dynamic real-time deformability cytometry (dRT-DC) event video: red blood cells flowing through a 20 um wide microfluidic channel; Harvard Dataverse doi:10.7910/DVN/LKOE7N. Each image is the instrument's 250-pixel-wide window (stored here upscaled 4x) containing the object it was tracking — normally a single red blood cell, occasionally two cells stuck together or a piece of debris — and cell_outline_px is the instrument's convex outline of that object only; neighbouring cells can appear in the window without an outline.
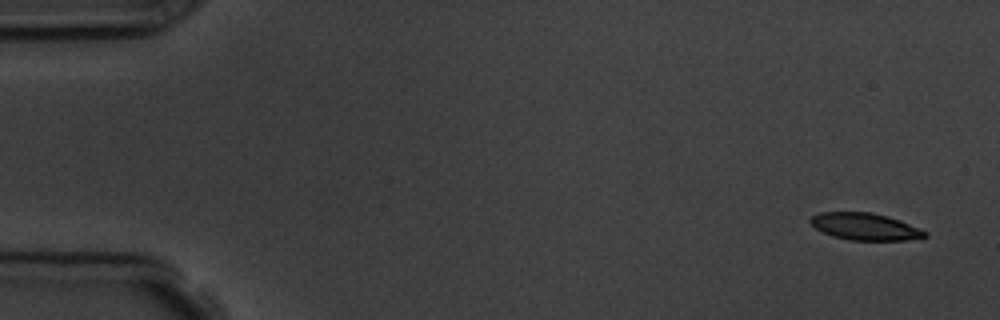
{"species": "common noctule bat (a hibernating species)", "species_latin": "Nyctalus noctula", "temperature_condition": "room temperature", "stored_images_in_passage": 5, "camera_frame_rate_fps": 3000, "um_per_image_px": 0.085, "animal": {"sex": "male", "body_mass_g": 19.5, "forearm_length_mm": 54.6}, "frame": {"image": 1, "passage_image": 1, "time_ms": 0.0, "image_size_px": [1000, 320], "cell_outline_px": [[928, 236], [904, 240], [848, 240], [832, 236], [816, 228], [808, 220], [812, 216], [820, 212], [872, 212], [888, 216], [900, 220], [928, 232]], "centroid_in_image_um": [73.53, 19.25], "position_along_channel_um": 11.5, "area_um2": 17.98}}
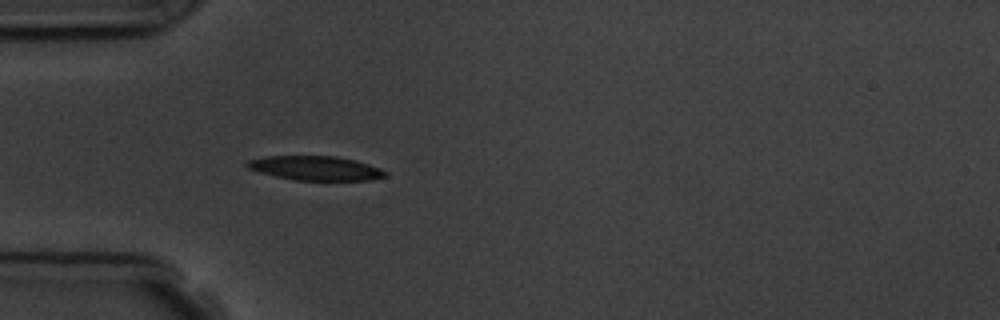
{"frame": {"image": 2, "passage_image": 5, "time_ms": 4.667, "image_size_px": [1000, 320], "cell_outline_px": [[388, 176], [368, 180], [292, 180], [260, 172], [248, 168], [244, 164], [248, 160], [264, 156], [336, 156], [356, 160], [380, 168], [388, 172]], "centroid_in_image_um": [26.83, 14.29], "position_along_channel_um": 58.2, "area_um2": 19.59}}